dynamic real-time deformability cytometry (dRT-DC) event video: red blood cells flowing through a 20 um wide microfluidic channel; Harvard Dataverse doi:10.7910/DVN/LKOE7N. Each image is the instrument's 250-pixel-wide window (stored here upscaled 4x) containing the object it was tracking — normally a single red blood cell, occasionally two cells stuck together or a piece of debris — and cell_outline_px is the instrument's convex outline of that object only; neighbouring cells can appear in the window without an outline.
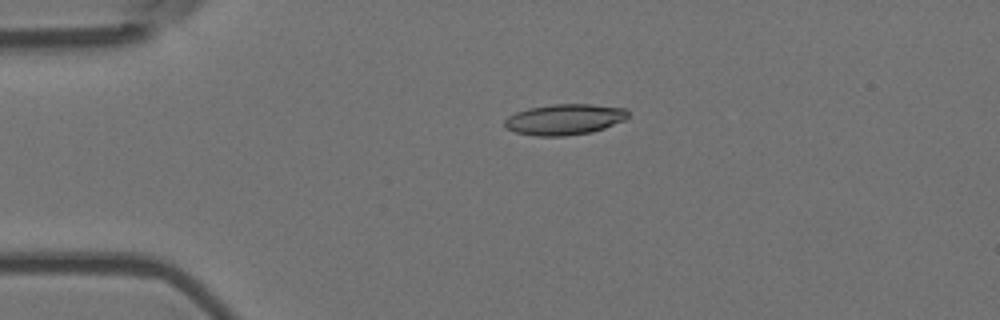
{"species": "Egyptian fruit bat (a non-hibernating species)", "species_latin": "Rousettus aegyptiacus", "temperature_condition": "room temperature", "stored_images_in_passage": 2, "camera_frame_rate_fps": 3000, "um_per_image_px": 0.085, "animal": {"sex": "female"}, "frame": {"image": 1, "passage_image": 1, "time_ms": 0.0, "image_size_px": [1000, 320], "cell_outline_px": [[628, 116], [624, 120], [604, 128], [592, 132], [564, 136], [536, 136], [516, 132], [504, 128], [504, 120], [508, 116], [516, 112], [528, 108], [552, 104], [592, 104], [624, 108], [628, 112]], "centroid_in_image_um": [47.95, 10.15], "position_along_channel_um": 37.0, "area_um2": 22.2}}